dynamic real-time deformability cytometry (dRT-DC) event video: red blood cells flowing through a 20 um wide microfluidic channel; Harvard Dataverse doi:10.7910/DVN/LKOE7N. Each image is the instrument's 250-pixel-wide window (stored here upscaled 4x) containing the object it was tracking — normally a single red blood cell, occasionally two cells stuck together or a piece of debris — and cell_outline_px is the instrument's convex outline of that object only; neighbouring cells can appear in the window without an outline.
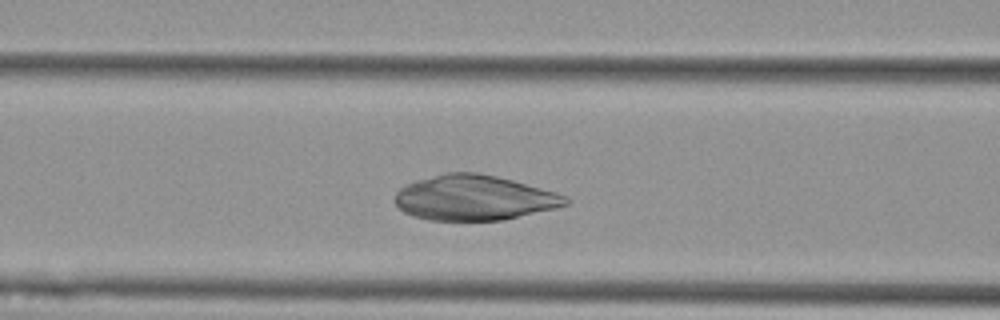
{"species": "Egyptian fruit bat (a non-hibernating species)", "species_latin": "Rousettus aegyptiacus", "temperature_condition": "cold", "stored_images_in_passage": 41, "camera_frame_rate_fps": 3000, "um_per_image_px": 0.085, "animal": {"sex": "female"}, "frame": {"image": 1, "passage_image": 12, "time_ms": 3.667, "image_size_px": [1000, 320], "cell_outline_px": [[572, 200], [568, 204], [556, 208], [504, 220], [428, 220], [412, 216], [404, 212], [396, 204], [396, 192], [404, 184], [416, 180], [444, 172], [476, 172], [496, 176], [512, 180], [556, 192], [568, 196]], "centroid_in_image_um": [40.31, 16.81], "position_along_channel_um": 126.3, "area_um2": 45.08}}
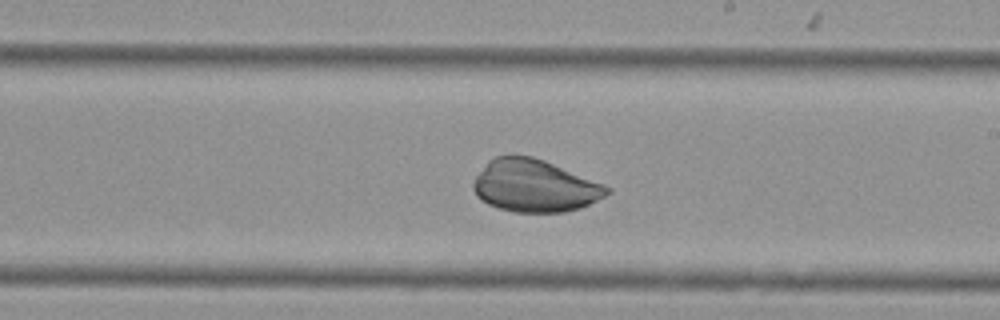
{"frame": {"image": 2, "passage_image": 22, "time_ms": 7.0, "image_size_px": [1000, 320], "cell_outline_px": [[612, 192], [580, 208], [564, 212], [512, 212], [488, 204], [480, 200], [476, 196], [472, 188], [472, 184], [476, 176], [488, 160], [496, 156], [532, 156], [544, 160], [604, 184], [612, 188]], "centroid_in_image_um": [45.43, 15.8], "position_along_channel_um": 243.6, "area_um2": 40.69}}
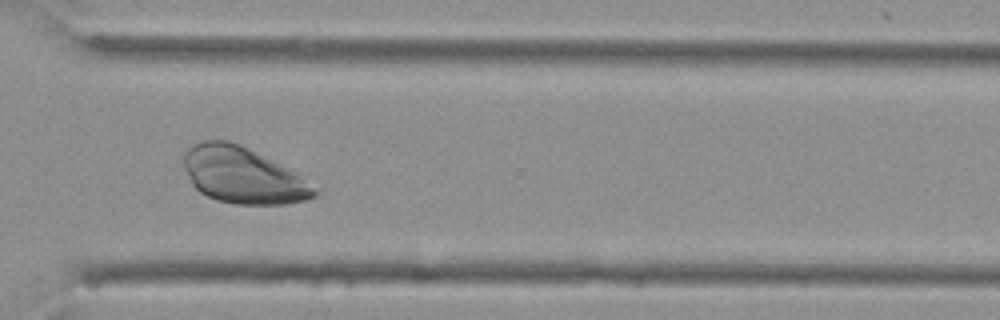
{"frame": {"image": 3, "passage_image": 31, "time_ms": 10.0, "image_size_px": [1000, 320], "cell_outline_px": [[320, 188], [316, 196], [304, 200], [284, 204], [236, 204], [216, 200], [200, 192], [192, 184], [184, 168], [184, 152], [192, 144], [200, 140], [228, 140], [240, 144], [284, 168]], "centroid_in_image_um": [20.6, 14.91], "position_along_channel_um": 350.0, "area_um2": 42.25}}